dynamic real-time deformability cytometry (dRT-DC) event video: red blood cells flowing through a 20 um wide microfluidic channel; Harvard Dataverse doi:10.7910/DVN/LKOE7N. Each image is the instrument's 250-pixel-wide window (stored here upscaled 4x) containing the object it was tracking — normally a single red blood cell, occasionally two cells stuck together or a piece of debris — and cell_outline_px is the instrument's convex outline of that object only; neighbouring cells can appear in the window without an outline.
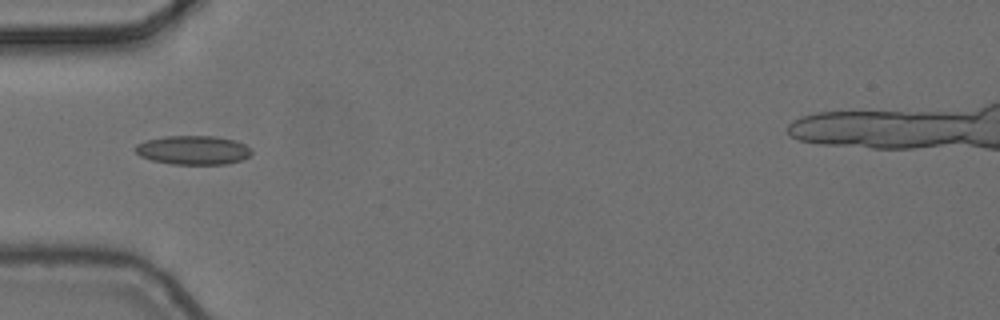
{"species": "common noctule bat (a hibernating species)", "species_latin": "Nyctalus noctula", "temperature_condition": "cold", "stored_images_in_passage": 2, "camera_frame_rate_fps": 3000, "um_per_image_px": 0.085, "animal": {"sex": "female", "body_mass_g": 24.6, "forearm_length_mm": 56.2}, "frame": {"image": 1, "passage_image": 1, "time_ms": 0.0, "image_size_px": [1000, 320], "cell_outline_px": [[252, 152], [248, 156], [240, 160], [228, 164], [172, 164], [152, 160], [140, 156], [136, 152], [136, 144], [148, 140], [164, 136], [216, 136], [236, 140], [244, 144]], "centroid_in_image_um": [16.42, 12.75], "position_along_channel_um": 68.6, "area_um2": 19.48}}
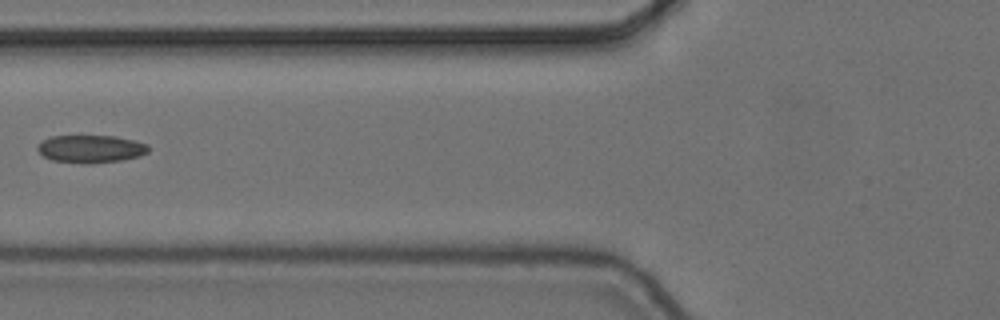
{"frame": {"image": 2, "passage_image": 2, "time_ms": 0.333, "image_size_px": [1000, 320], "cell_outline_px": [[148, 152], [140, 156], [124, 160], [88, 164], [80, 164], [52, 160], [44, 156], [36, 148], [44, 140], [52, 136], [116, 136], [148, 144]], "centroid_in_image_um": [7.74, 12.67], "position_along_channel_um": 118.1, "area_um2": 17.92}}